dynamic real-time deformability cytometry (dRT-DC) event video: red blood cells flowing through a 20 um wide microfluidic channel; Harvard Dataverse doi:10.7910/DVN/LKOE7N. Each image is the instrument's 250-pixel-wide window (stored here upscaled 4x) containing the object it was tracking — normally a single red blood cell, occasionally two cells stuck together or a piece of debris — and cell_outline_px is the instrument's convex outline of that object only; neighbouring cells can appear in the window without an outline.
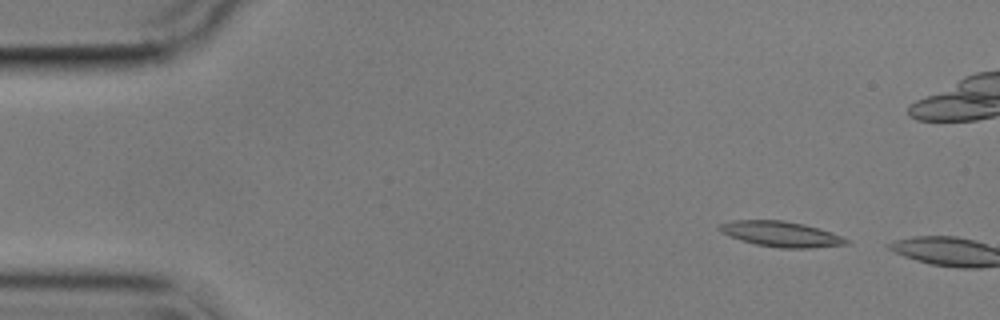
{"species": "common noctule bat (a hibernating species)", "species_latin": "Nyctalus noctula", "temperature_condition": "cold", "stored_images_in_passage": 7, "camera_frame_rate_fps": 3000, "um_per_image_px": 0.085, "animal": {"sex": "male", "body_mass_g": 17.9}, "frame": {"image": 1, "passage_image": 5, "time_ms": 1.333, "image_size_px": [1000, 320], "cell_outline_px": [[848, 244], [812, 248], [780, 248], [756, 244], [740, 240], [720, 232], [716, 228], [720, 224], [732, 220], [784, 220], [804, 224], [832, 232], [848, 240]], "centroid_in_image_um": [66.35, 19.89], "position_along_channel_um": 18.6, "area_um2": 18.79}}